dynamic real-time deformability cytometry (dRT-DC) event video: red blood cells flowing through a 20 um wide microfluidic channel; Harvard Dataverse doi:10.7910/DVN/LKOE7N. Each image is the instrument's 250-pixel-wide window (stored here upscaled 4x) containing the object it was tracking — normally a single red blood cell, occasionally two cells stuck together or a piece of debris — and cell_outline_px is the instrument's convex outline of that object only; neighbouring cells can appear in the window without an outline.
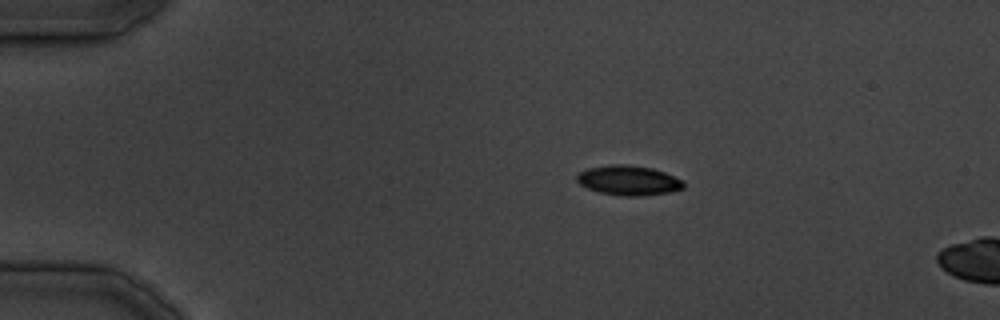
{"species": "common noctule bat (a hibernating species)", "species_latin": "Nyctalus noctula", "temperature_condition": "cold", "stored_images_in_passage": 6, "camera_frame_rate_fps": 3000, "um_per_image_px": 0.085, "animal": {"sex": "male", "body_mass_g": 19.5, "forearm_length_mm": 54.6}, "frame": {"image": 1, "passage_image": 1, "time_ms": 0.0, "image_size_px": [1000, 320], "cell_outline_px": [[684, 188], [668, 192], [644, 196], [624, 196], [600, 192], [588, 188], [580, 184], [576, 180], [576, 176], [580, 172], [588, 168], [612, 164], [628, 164], [652, 168], [664, 172], [684, 180]], "centroid_in_image_um": [53.44, 15.33], "position_along_channel_um": 31.6, "area_um2": 18.5}}